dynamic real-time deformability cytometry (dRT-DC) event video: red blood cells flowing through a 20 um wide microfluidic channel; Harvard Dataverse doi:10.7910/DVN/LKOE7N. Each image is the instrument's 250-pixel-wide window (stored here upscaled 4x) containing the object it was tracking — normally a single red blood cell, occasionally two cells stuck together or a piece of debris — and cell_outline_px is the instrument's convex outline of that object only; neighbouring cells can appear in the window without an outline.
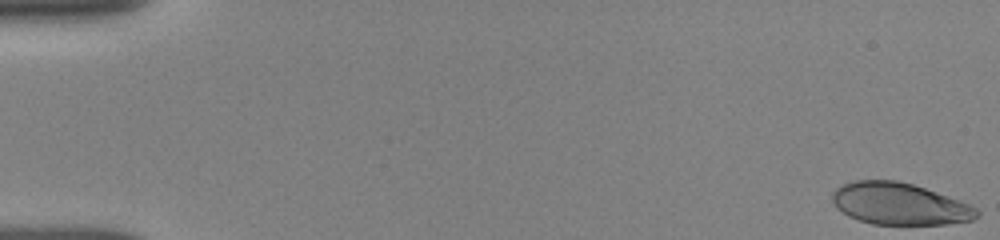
{"species": "human", "species_latin": "Homo sapiens", "temperature_condition": "room temperature", "stored_images_in_passage": 47, "camera_frame_rate_fps": 3000, "um_per_image_px": 0.085, "donor": {"sex": "female"}, "frame": {"image": 1, "passage_image": 1, "time_ms": 0.0, "image_size_px": [1000, 240], "cell_outline_px": [[980, 216], [972, 220], [948, 224], [872, 224], [848, 216], [836, 208], [832, 200], [832, 192], [836, 188], [852, 180], [896, 180], [912, 184], [960, 200], [976, 208], [980, 212]], "centroid_in_image_um": [76.45, 17.33], "position_along_channel_um": 8.6, "area_um2": 35.26}}
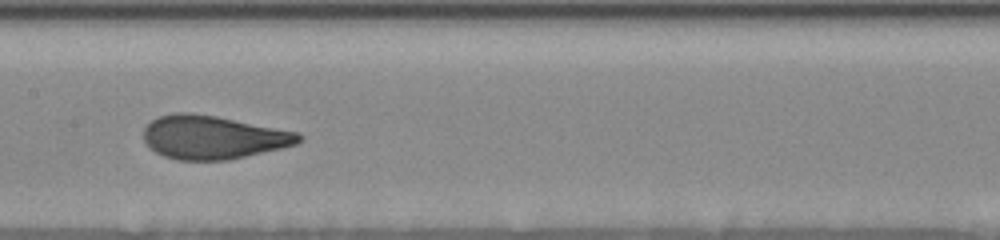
{"frame": {"image": 2, "passage_image": 27, "time_ms": 8.667, "image_size_px": [1000, 240], "cell_outline_px": [[304, 136], [296, 144], [284, 148], [228, 160], [176, 160], [164, 156], [156, 152], [144, 140], [144, 128], [156, 116], [172, 112], [192, 112], [216, 116], [296, 132]], "centroid_in_image_um": [18.09, 11.66], "position_along_channel_um": 189.3, "area_um2": 39.3}}
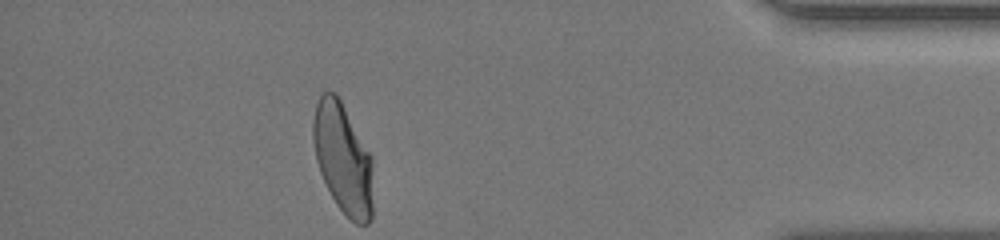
{"frame": {"image": 3, "passage_image": 47, "time_ms": 15.333, "image_size_px": [1000, 240], "cell_outline_px": [[372, 220], [368, 224], [356, 224], [336, 204], [320, 172], [316, 160], [312, 140], [312, 120], [316, 104], [320, 96], [324, 92], [336, 92], [372, 156]], "centroid_in_image_um": [29.15, 13.46], "position_along_channel_um": 406.1, "area_um2": 38.55}, "authors_computed_cell_mechanics": {"area_um2": 38.8994, "velocity_mm_per_s": 3.8509, "shape_relaxation_time_tau1_ms": 4.788, "shape_relaxation_time_tau2_ms": null, "deformation_change_tau1": 0.18, "deformation_change_tau2": null}}